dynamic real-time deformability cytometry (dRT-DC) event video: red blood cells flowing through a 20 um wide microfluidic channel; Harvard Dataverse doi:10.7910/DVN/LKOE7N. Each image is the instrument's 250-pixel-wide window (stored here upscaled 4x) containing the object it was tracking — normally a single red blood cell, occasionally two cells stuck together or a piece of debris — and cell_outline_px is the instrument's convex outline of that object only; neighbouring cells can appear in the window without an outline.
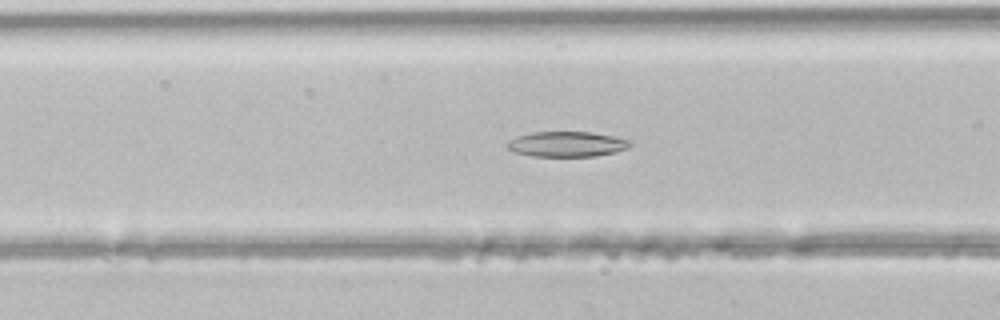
{"species": "common noctule bat (a hibernating species)", "species_latin": "Nyctalus noctula", "temperature_condition": "room temperature", "stored_images_in_passage": 42, "camera_frame_rate_fps": 3000, "um_per_image_px": 0.085, "animal": {"sex": "male", "body_mass_g": 21.5, "forearm_length_mm": 52.0}, "frame": {"image": 1, "passage_image": 12, "time_ms": 3.667, "image_size_px": [1000, 320], "cell_outline_px": [[632, 144], [628, 148], [616, 152], [596, 156], [532, 156], [512, 152], [508, 148], [508, 144], [516, 136], [532, 132], [592, 132], [632, 140]], "centroid_in_image_um": [48.22, 12.25], "position_along_channel_um": 118.4, "area_um2": 18.09}}
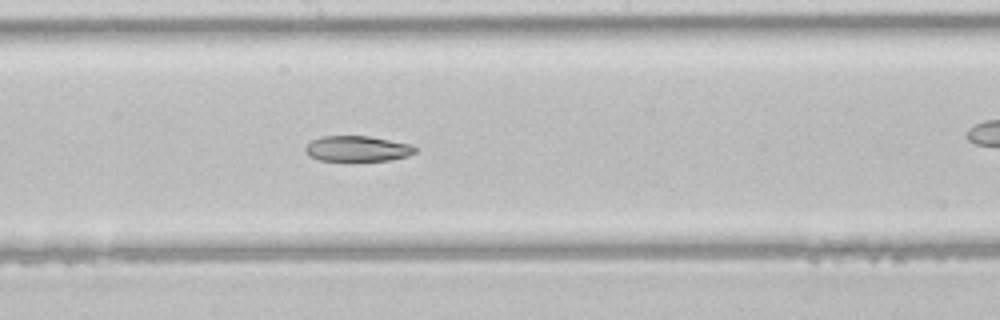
{"frame": {"image": 2, "passage_image": 19, "time_ms": 6.0, "image_size_px": [1000, 320], "cell_outline_px": [[416, 152], [408, 156], [388, 160], [320, 160], [308, 156], [304, 152], [304, 148], [312, 140], [320, 136], [368, 136], [412, 144], [416, 148]], "centroid_in_image_um": [30.36, 12.63], "position_along_channel_um": 217.8, "area_um2": 16.3}}
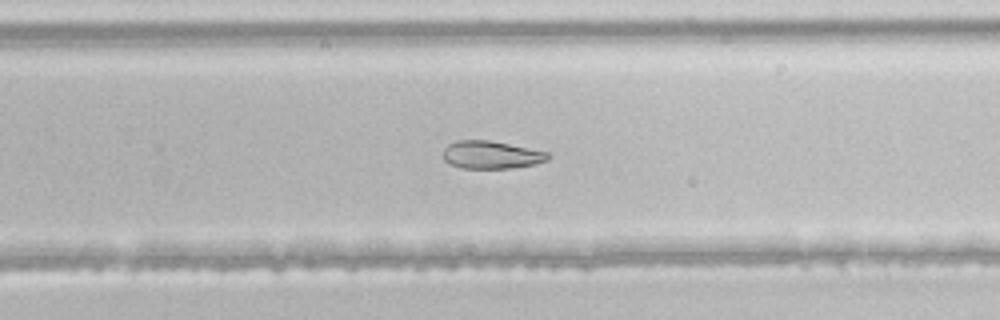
{"frame": {"image": 3, "passage_image": 24, "time_ms": 7.667, "image_size_px": [1000, 320], "cell_outline_px": [[548, 160], [536, 164], [512, 168], [460, 168], [444, 160], [444, 148], [448, 144], [456, 140], [488, 140], [548, 152]], "centroid_in_image_um": [41.74, 13.16], "position_along_channel_um": 288.1, "area_um2": 16.82}}